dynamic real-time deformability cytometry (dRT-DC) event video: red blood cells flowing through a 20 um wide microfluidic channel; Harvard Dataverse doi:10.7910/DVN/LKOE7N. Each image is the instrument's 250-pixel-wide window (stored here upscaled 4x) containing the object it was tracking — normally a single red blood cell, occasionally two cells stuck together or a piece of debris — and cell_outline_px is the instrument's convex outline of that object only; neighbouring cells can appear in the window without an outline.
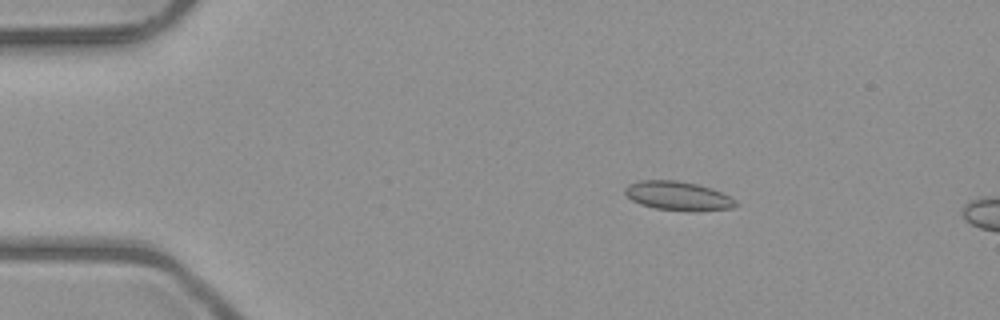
{"species": "common noctule bat (a hibernating species)", "species_latin": "Nyctalus noctula", "temperature_condition": "room temperature", "stored_images_in_passage": 3, "camera_frame_rate_fps": 3000, "um_per_image_px": 0.085, "animal": {"sex": "male", "body_mass_g": 23.1, "forearm_length_mm": 52.7}, "frame": {"image": 1, "passage_image": 1, "time_ms": 0.0, "image_size_px": [1000, 320], "cell_outline_px": [[740, 204], [732, 208], [656, 208], [640, 204], [632, 200], [624, 192], [624, 188], [628, 184], [640, 180], [676, 180], [696, 184], [712, 188], [732, 196]], "centroid_in_image_um": [57.6, 16.58], "position_along_channel_um": 27.4, "area_um2": 17.86}}